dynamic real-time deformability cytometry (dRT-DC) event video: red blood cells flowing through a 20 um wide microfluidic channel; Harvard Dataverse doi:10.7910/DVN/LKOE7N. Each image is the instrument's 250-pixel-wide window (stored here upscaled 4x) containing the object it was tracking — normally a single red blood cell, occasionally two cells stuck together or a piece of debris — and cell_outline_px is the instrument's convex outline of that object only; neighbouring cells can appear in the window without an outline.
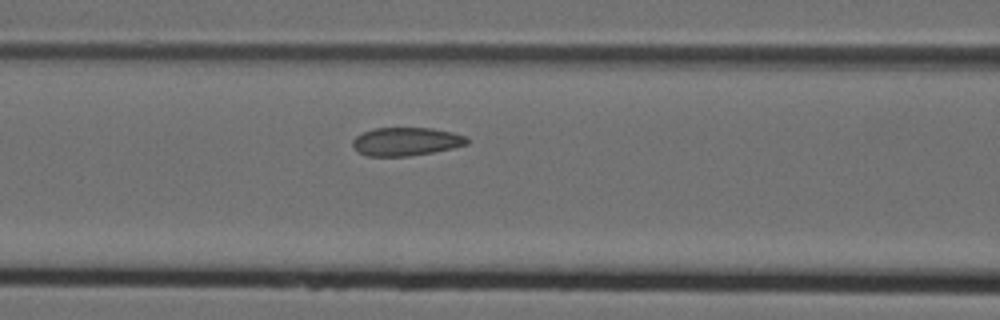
{"species": "Egyptian fruit bat (a non-hibernating species)", "species_latin": "Rousettus aegyptiacus", "temperature_condition": "cold", "stored_images_in_passage": 4, "camera_frame_rate_fps": 3000, "um_per_image_px": 0.085, "animal": {"sex": "female"}, "frame": {"image": 1, "passage_image": 4, "time_ms": 1.0, "image_size_px": [1000, 320], "cell_outline_px": [[468, 144], [452, 148], [432, 152], [408, 156], [368, 156], [360, 152], [352, 144], [352, 140], [356, 136], [372, 128], [432, 128], [452, 132], [468, 136]], "centroid_in_image_um": [34.54, 12.02], "position_along_channel_um": 132.1, "area_um2": 18.79}}